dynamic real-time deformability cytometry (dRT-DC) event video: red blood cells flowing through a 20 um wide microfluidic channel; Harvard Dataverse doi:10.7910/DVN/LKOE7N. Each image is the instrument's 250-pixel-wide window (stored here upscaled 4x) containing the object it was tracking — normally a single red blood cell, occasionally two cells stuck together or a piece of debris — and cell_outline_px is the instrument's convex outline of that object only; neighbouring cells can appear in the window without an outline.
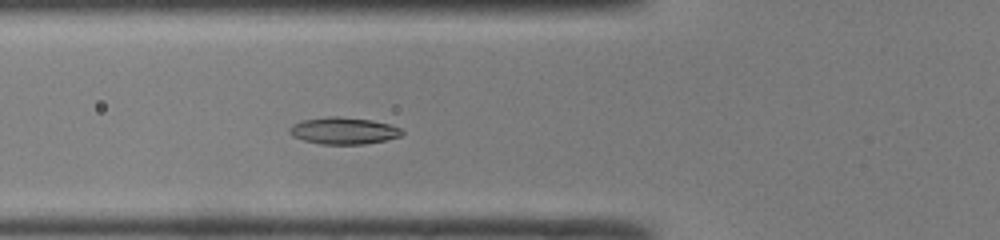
{"species": "common noctule bat (a hibernating species)", "species_latin": "Nyctalus noctula", "temperature_condition": "room temperature", "stored_images_in_passage": 43, "camera_frame_rate_fps": 3000, "um_per_image_px": 0.085, "animal": {"sex": "male", "body_mass_g": 19.0, "forearm_length_mm": 50.8}, "frame": {"image": 1, "passage_image": 13, "time_ms": 4.0, "image_size_px": [1000, 240], "cell_outline_px": [[404, 132], [400, 136], [384, 140], [364, 144], [320, 144], [304, 140], [292, 136], [288, 132], [288, 128], [292, 124], [304, 120], [328, 116], [336, 116], [372, 120], [388, 124], [400, 128]], "centroid_in_image_um": [29.16, 11.11], "position_along_channel_um": 96.6, "area_um2": 17.51}}
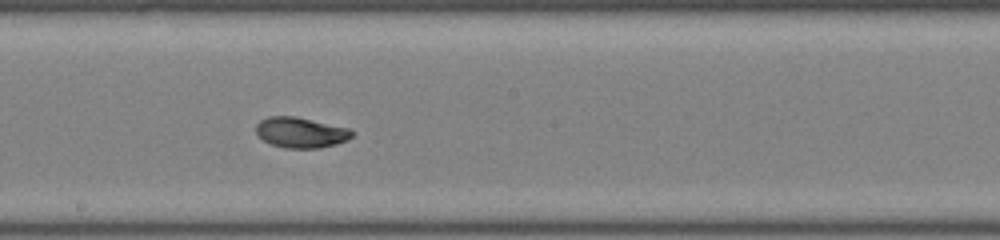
{"frame": {"image": 2, "passage_image": 22, "time_ms": 7.0, "image_size_px": [1000, 240], "cell_outline_px": [[352, 136], [348, 140], [336, 144], [320, 148], [284, 148], [272, 144], [264, 140], [256, 132], [256, 124], [260, 120], [268, 116], [296, 116], [352, 128]], "centroid_in_image_um": [25.59, 11.25], "position_along_channel_um": 222.6, "area_um2": 17.22}}
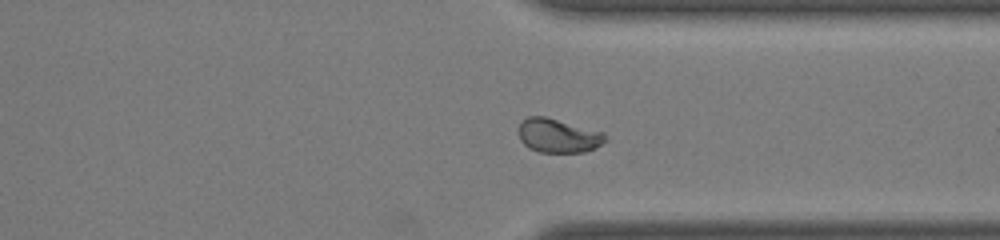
{"frame": {"image": 3, "passage_image": 32, "time_ms": 10.333, "image_size_px": [1000, 240], "cell_outline_px": [[608, 140], [584, 152], [540, 152], [528, 148], [520, 140], [516, 132], [516, 128], [520, 120], [528, 116], [544, 116], [604, 132]], "centroid_in_image_um": [47.36, 11.51], "position_along_channel_um": 364.0, "area_um2": 17.4}, "authors_computed_cell_mechanics": {"area_um2": 17.2244, "velocity_mm_per_s": 4.2165, "shape_relaxation_time_tau1_ms": 5.6351, "shape_relaxation_time_tau2_ms": 1.1161, "deformation_change_tau1": 0.1651, "deformation_change_tau2": 0.0524}}